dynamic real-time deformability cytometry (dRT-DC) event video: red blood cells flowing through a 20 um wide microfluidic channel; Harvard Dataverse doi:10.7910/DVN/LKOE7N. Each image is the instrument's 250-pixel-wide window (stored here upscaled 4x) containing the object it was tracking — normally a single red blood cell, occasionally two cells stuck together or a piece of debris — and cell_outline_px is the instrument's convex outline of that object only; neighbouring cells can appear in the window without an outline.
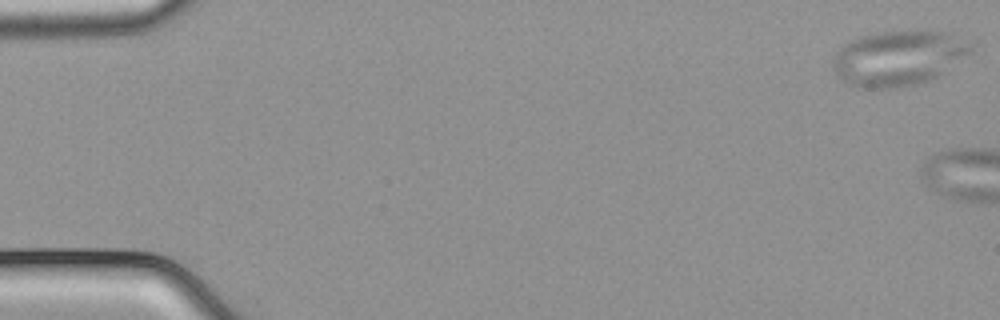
{"species": "common noctule bat (a hibernating species)", "species_latin": "Nyctalus noctula", "temperature_condition": "cold", "stored_images_in_passage": 8, "camera_frame_rate_fps": 3000, "um_per_image_px": 0.085, "animal": {"sex": "male", "body_mass_g": 21.5, "forearm_length_mm": 52.0}, "frame": {"image": 1, "passage_image": 1, "time_ms": 0.0, "image_size_px": [1000, 320], "cell_outline_px": [[972, 52], [936, 76], [928, 80], [916, 84], [892, 88], [860, 88], [840, 80], [836, 76], [832, 68], [832, 60], [836, 52], [844, 44], [860, 36], [884, 32], [924, 28], [944, 32], [972, 44]], "centroid_in_image_um": [76.31, 4.92], "position_along_channel_um": 8.7, "area_um2": 44.39}}